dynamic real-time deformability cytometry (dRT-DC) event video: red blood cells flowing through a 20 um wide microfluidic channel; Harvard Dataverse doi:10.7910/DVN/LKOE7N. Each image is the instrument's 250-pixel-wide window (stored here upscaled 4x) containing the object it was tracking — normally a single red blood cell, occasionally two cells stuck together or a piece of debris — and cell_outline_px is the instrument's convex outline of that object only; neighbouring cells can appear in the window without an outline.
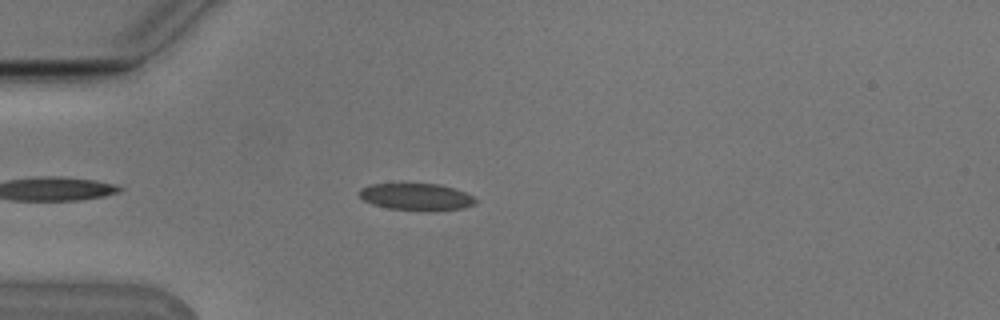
{"species": "Egyptian fruit bat (a non-hibernating species)", "species_latin": "Rousettus aegyptiacus", "temperature_condition": "cold", "stored_images_in_passage": 31, "camera_frame_rate_fps": 3000, "um_per_image_px": 0.085, "animal": {"sex": "male"}, "frame": {"image": 1, "passage_image": 6, "time_ms": 1.667, "image_size_px": [1000, 320], "cell_outline_px": [[476, 204], [464, 208], [436, 212], [424, 212], [388, 208], [372, 204], [364, 200], [360, 196], [360, 188], [372, 184], [440, 184], [464, 192], [472, 196], [476, 200]], "centroid_in_image_um": [35.42, 16.76], "position_along_channel_um": 49.6, "area_um2": 18.5}}
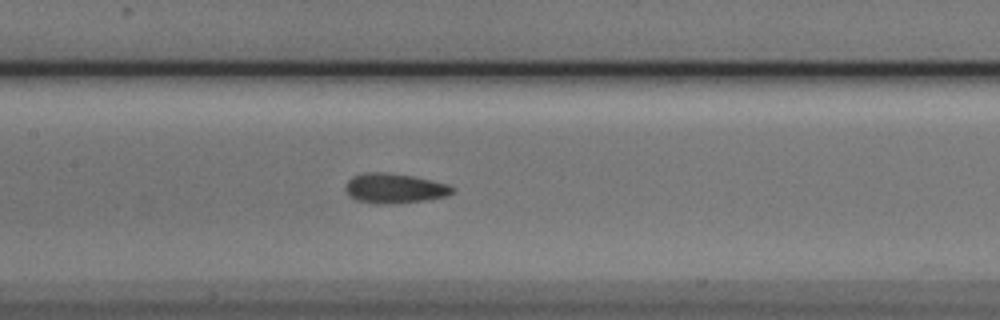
{"frame": {"image": 2, "passage_image": 17, "time_ms": 5.333, "image_size_px": [1000, 320], "cell_outline_px": [[456, 192], [448, 196], [424, 200], [392, 204], [380, 204], [352, 200], [348, 196], [344, 188], [348, 180], [352, 176], [364, 172], [384, 172], [412, 176], [432, 180], [448, 184], [456, 188]], "centroid_in_image_um": [33.52, 16.01], "position_along_channel_um": 173.9, "area_um2": 18.96}}
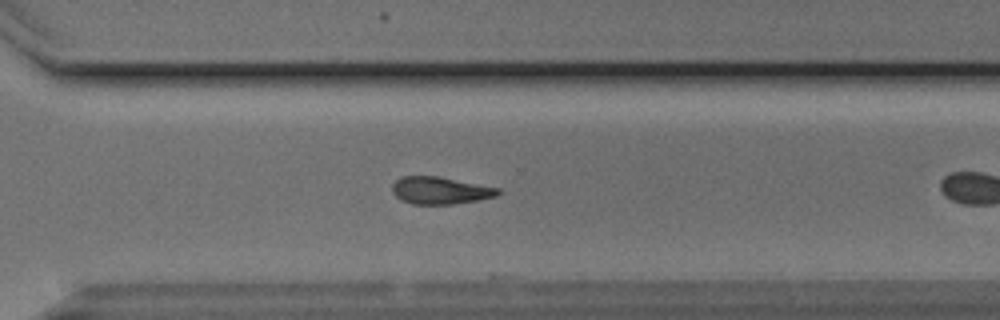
{"frame": {"image": 3, "passage_image": 26, "time_ms": 8.333, "image_size_px": [1000, 320], "cell_outline_px": [[500, 192], [496, 196], [476, 200], [452, 204], [412, 204], [400, 200], [392, 192], [392, 184], [400, 176], [440, 176], [500, 188]], "centroid_in_image_um": [37.39, 16.18], "position_along_channel_um": 333.2, "area_um2": 16.88}}